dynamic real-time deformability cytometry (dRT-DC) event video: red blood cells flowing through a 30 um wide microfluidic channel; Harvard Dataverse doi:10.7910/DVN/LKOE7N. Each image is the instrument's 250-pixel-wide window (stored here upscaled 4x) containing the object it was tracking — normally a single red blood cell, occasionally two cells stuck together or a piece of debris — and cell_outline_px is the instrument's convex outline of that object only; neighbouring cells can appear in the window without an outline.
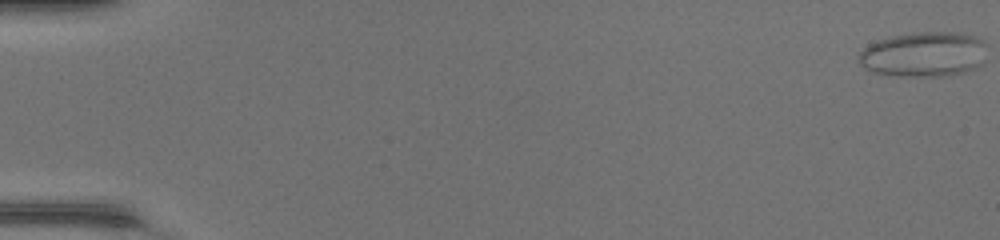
{"species": "common noctule bat (a hibernating species)", "species_latin": "Nyctalus noctula", "temperature_condition": "warm", "stored_images_in_passage": 49, "camera_frame_rate_fps": 3000, "um_per_image_px": 0.085, "animal": {"sex": "female", "body_mass_g": 17.0, "forearm_length_mm": 48.0}, "frame": {"image": 1, "passage_image": 1, "time_ms": 0.0, "image_size_px": [1000, 240], "cell_outline_px": [[984, 64], [976, 68], [964, 72], [944, 76], [896, 76], [872, 72], [864, 68], [860, 64], [860, 52], [868, 44], [888, 36], [916, 32], [964, 32], [976, 36], [984, 40]], "centroid_in_image_um": [78.54, 4.61], "position_along_channel_um": 6.5, "area_um2": 34.04}}
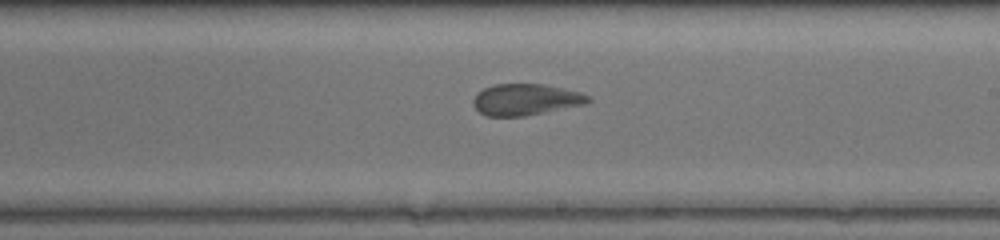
{"frame": {"image": 2, "passage_image": 30, "time_ms": 9.667, "image_size_px": [1000, 240], "cell_outline_px": [[592, 100], [584, 104], [524, 116], [484, 116], [472, 104], [472, 100], [476, 92], [492, 84], [544, 84], [580, 92], [592, 96]], "centroid_in_image_um": [44.65, 8.45], "position_along_channel_um": 244.3, "area_um2": 21.1}}
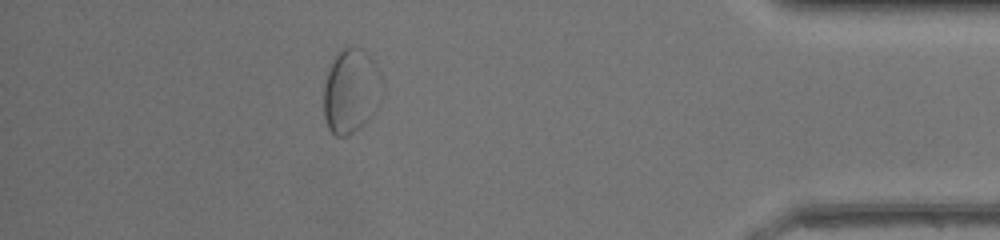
{"frame": {"image": 3, "passage_image": 44, "time_ms": 14.333, "image_size_px": [1000, 240], "cell_outline_px": [[384, 84], [380, 104], [372, 116], [348, 136], [336, 136], [328, 128], [324, 116], [324, 88], [328, 72], [332, 60], [336, 52], [344, 48], [352, 48], [376, 68], [380, 72]], "centroid_in_image_um": [29.83, 7.84], "position_along_channel_um": 405.4, "area_um2": 28.03}}